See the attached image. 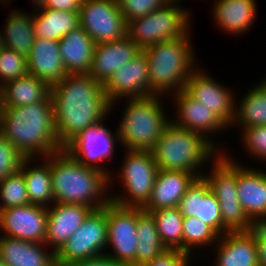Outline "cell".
<instances>
[{
  "mask_svg": "<svg viewBox=\"0 0 266 266\" xmlns=\"http://www.w3.org/2000/svg\"><path fill=\"white\" fill-rule=\"evenodd\" d=\"M51 97L57 138L63 149L85 129L104 123L111 112L104 84L89 74H67L51 86Z\"/></svg>",
  "mask_w": 266,
  "mask_h": 266,
  "instance_id": "cell-1",
  "label": "cell"
},
{
  "mask_svg": "<svg viewBox=\"0 0 266 266\" xmlns=\"http://www.w3.org/2000/svg\"><path fill=\"white\" fill-rule=\"evenodd\" d=\"M0 133L25 157L44 158L60 152L51 95L41 103L2 106Z\"/></svg>",
  "mask_w": 266,
  "mask_h": 266,
  "instance_id": "cell-2",
  "label": "cell"
},
{
  "mask_svg": "<svg viewBox=\"0 0 266 266\" xmlns=\"http://www.w3.org/2000/svg\"><path fill=\"white\" fill-rule=\"evenodd\" d=\"M46 157L51 161L55 203L83 204L97 210L110 202L112 187L106 173L81 164L65 149Z\"/></svg>",
  "mask_w": 266,
  "mask_h": 266,
  "instance_id": "cell-3",
  "label": "cell"
},
{
  "mask_svg": "<svg viewBox=\"0 0 266 266\" xmlns=\"http://www.w3.org/2000/svg\"><path fill=\"white\" fill-rule=\"evenodd\" d=\"M223 150H219L204 135L180 128L171 121L165 126L155 147L151 151L161 170L186 171L202 177V167L213 161Z\"/></svg>",
  "mask_w": 266,
  "mask_h": 266,
  "instance_id": "cell-4",
  "label": "cell"
},
{
  "mask_svg": "<svg viewBox=\"0 0 266 266\" xmlns=\"http://www.w3.org/2000/svg\"><path fill=\"white\" fill-rule=\"evenodd\" d=\"M189 35L190 32L182 38L159 42L143 50L149 66L150 89L155 95L184 90L189 76L198 67Z\"/></svg>",
  "mask_w": 266,
  "mask_h": 266,
  "instance_id": "cell-5",
  "label": "cell"
},
{
  "mask_svg": "<svg viewBox=\"0 0 266 266\" xmlns=\"http://www.w3.org/2000/svg\"><path fill=\"white\" fill-rule=\"evenodd\" d=\"M162 95L128 98L118 124L119 144L127 150L152 151L170 122Z\"/></svg>",
  "mask_w": 266,
  "mask_h": 266,
  "instance_id": "cell-6",
  "label": "cell"
},
{
  "mask_svg": "<svg viewBox=\"0 0 266 266\" xmlns=\"http://www.w3.org/2000/svg\"><path fill=\"white\" fill-rule=\"evenodd\" d=\"M180 1L170 0L158 10L127 22V37L144 50L159 42L186 36L190 32L192 13L181 8Z\"/></svg>",
  "mask_w": 266,
  "mask_h": 266,
  "instance_id": "cell-7",
  "label": "cell"
},
{
  "mask_svg": "<svg viewBox=\"0 0 266 266\" xmlns=\"http://www.w3.org/2000/svg\"><path fill=\"white\" fill-rule=\"evenodd\" d=\"M118 178L124 194H110V201L125 207L143 208L151 198L158 166L151 151L126 150Z\"/></svg>",
  "mask_w": 266,
  "mask_h": 266,
  "instance_id": "cell-8",
  "label": "cell"
},
{
  "mask_svg": "<svg viewBox=\"0 0 266 266\" xmlns=\"http://www.w3.org/2000/svg\"><path fill=\"white\" fill-rule=\"evenodd\" d=\"M107 232L105 206L93 210L60 248L56 253V266H64L105 255L107 252Z\"/></svg>",
  "mask_w": 266,
  "mask_h": 266,
  "instance_id": "cell-9",
  "label": "cell"
},
{
  "mask_svg": "<svg viewBox=\"0 0 266 266\" xmlns=\"http://www.w3.org/2000/svg\"><path fill=\"white\" fill-rule=\"evenodd\" d=\"M106 217V249L112 250L105 255L127 266H135L138 207L120 206L110 201L106 205Z\"/></svg>",
  "mask_w": 266,
  "mask_h": 266,
  "instance_id": "cell-10",
  "label": "cell"
},
{
  "mask_svg": "<svg viewBox=\"0 0 266 266\" xmlns=\"http://www.w3.org/2000/svg\"><path fill=\"white\" fill-rule=\"evenodd\" d=\"M79 20L95 44L127 36V22L116 0H83Z\"/></svg>",
  "mask_w": 266,
  "mask_h": 266,
  "instance_id": "cell-11",
  "label": "cell"
},
{
  "mask_svg": "<svg viewBox=\"0 0 266 266\" xmlns=\"http://www.w3.org/2000/svg\"><path fill=\"white\" fill-rule=\"evenodd\" d=\"M115 132L113 134L103 123L96 124L85 129L64 148L81 164L97 168L106 173L109 176V186H113L112 180L114 178L112 176H114V173L100 163L112 159L114 148L119 143L117 130Z\"/></svg>",
  "mask_w": 266,
  "mask_h": 266,
  "instance_id": "cell-12",
  "label": "cell"
},
{
  "mask_svg": "<svg viewBox=\"0 0 266 266\" xmlns=\"http://www.w3.org/2000/svg\"><path fill=\"white\" fill-rule=\"evenodd\" d=\"M198 68L189 76L184 91L212 111L229 129L235 118L234 93Z\"/></svg>",
  "mask_w": 266,
  "mask_h": 266,
  "instance_id": "cell-13",
  "label": "cell"
},
{
  "mask_svg": "<svg viewBox=\"0 0 266 266\" xmlns=\"http://www.w3.org/2000/svg\"><path fill=\"white\" fill-rule=\"evenodd\" d=\"M104 91L111 103V110L122 98H142L155 95L150 89L149 66L143 50L115 71L104 84Z\"/></svg>",
  "mask_w": 266,
  "mask_h": 266,
  "instance_id": "cell-14",
  "label": "cell"
},
{
  "mask_svg": "<svg viewBox=\"0 0 266 266\" xmlns=\"http://www.w3.org/2000/svg\"><path fill=\"white\" fill-rule=\"evenodd\" d=\"M47 228V207L37 204L0 210L2 236L45 243Z\"/></svg>",
  "mask_w": 266,
  "mask_h": 266,
  "instance_id": "cell-15",
  "label": "cell"
},
{
  "mask_svg": "<svg viewBox=\"0 0 266 266\" xmlns=\"http://www.w3.org/2000/svg\"><path fill=\"white\" fill-rule=\"evenodd\" d=\"M178 209L184 217H197L219 236L229 230L222 223L220 205L204 177H198L179 201Z\"/></svg>",
  "mask_w": 266,
  "mask_h": 266,
  "instance_id": "cell-16",
  "label": "cell"
},
{
  "mask_svg": "<svg viewBox=\"0 0 266 266\" xmlns=\"http://www.w3.org/2000/svg\"><path fill=\"white\" fill-rule=\"evenodd\" d=\"M175 99L174 108L177 110L176 118L170 121L183 129L198 132L210 140L217 148H220L218 141H215V135L228 128L212 111L208 110L202 103L190 97L184 90L172 94ZM210 135V136H209ZM217 144V145H216Z\"/></svg>",
  "mask_w": 266,
  "mask_h": 266,
  "instance_id": "cell-17",
  "label": "cell"
},
{
  "mask_svg": "<svg viewBox=\"0 0 266 266\" xmlns=\"http://www.w3.org/2000/svg\"><path fill=\"white\" fill-rule=\"evenodd\" d=\"M92 211L83 204L54 202L47 207L45 244L56 254Z\"/></svg>",
  "mask_w": 266,
  "mask_h": 266,
  "instance_id": "cell-18",
  "label": "cell"
},
{
  "mask_svg": "<svg viewBox=\"0 0 266 266\" xmlns=\"http://www.w3.org/2000/svg\"><path fill=\"white\" fill-rule=\"evenodd\" d=\"M237 162V195L254 224H266V172Z\"/></svg>",
  "mask_w": 266,
  "mask_h": 266,
  "instance_id": "cell-19",
  "label": "cell"
},
{
  "mask_svg": "<svg viewBox=\"0 0 266 266\" xmlns=\"http://www.w3.org/2000/svg\"><path fill=\"white\" fill-rule=\"evenodd\" d=\"M141 51L127 36L117 41L98 43L95 45L92 67L88 74L101 84H105L117 69Z\"/></svg>",
  "mask_w": 266,
  "mask_h": 266,
  "instance_id": "cell-20",
  "label": "cell"
},
{
  "mask_svg": "<svg viewBox=\"0 0 266 266\" xmlns=\"http://www.w3.org/2000/svg\"><path fill=\"white\" fill-rule=\"evenodd\" d=\"M198 178L186 171L158 170L151 198L142 208L152 212L160 209L177 207L188 187Z\"/></svg>",
  "mask_w": 266,
  "mask_h": 266,
  "instance_id": "cell-21",
  "label": "cell"
},
{
  "mask_svg": "<svg viewBox=\"0 0 266 266\" xmlns=\"http://www.w3.org/2000/svg\"><path fill=\"white\" fill-rule=\"evenodd\" d=\"M27 64L29 74L50 86L60 82L67 75L57 40L35 38L27 56Z\"/></svg>",
  "mask_w": 266,
  "mask_h": 266,
  "instance_id": "cell-22",
  "label": "cell"
},
{
  "mask_svg": "<svg viewBox=\"0 0 266 266\" xmlns=\"http://www.w3.org/2000/svg\"><path fill=\"white\" fill-rule=\"evenodd\" d=\"M216 244V266H259L255 240L250 231H229L219 236Z\"/></svg>",
  "mask_w": 266,
  "mask_h": 266,
  "instance_id": "cell-23",
  "label": "cell"
},
{
  "mask_svg": "<svg viewBox=\"0 0 266 266\" xmlns=\"http://www.w3.org/2000/svg\"><path fill=\"white\" fill-rule=\"evenodd\" d=\"M47 249L45 243L0 235V256L6 266H56V254Z\"/></svg>",
  "mask_w": 266,
  "mask_h": 266,
  "instance_id": "cell-24",
  "label": "cell"
},
{
  "mask_svg": "<svg viewBox=\"0 0 266 266\" xmlns=\"http://www.w3.org/2000/svg\"><path fill=\"white\" fill-rule=\"evenodd\" d=\"M256 5L255 0H215L212 20L223 32L240 36L251 29L256 18Z\"/></svg>",
  "mask_w": 266,
  "mask_h": 266,
  "instance_id": "cell-25",
  "label": "cell"
},
{
  "mask_svg": "<svg viewBox=\"0 0 266 266\" xmlns=\"http://www.w3.org/2000/svg\"><path fill=\"white\" fill-rule=\"evenodd\" d=\"M95 45L81 26L59 40L60 55L67 74L90 72Z\"/></svg>",
  "mask_w": 266,
  "mask_h": 266,
  "instance_id": "cell-26",
  "label": "cell"
},
{
  "mask_svg": "<svg viewBox=\"0 0 266 266\" xmlns=\"http://www.w3.org/2000/svg\"><path fill=\"white\" fill-rule=\"evenodd\" d=\"M40 159H43L45 162L43 161L39 163V165H34L35 158H25L19 171L23 174L25 179L29 204L49 207L54 203L51 161L47 157ZM31 163H33L34 166Z\"/></svg>",
  "mask_w": 266,
  "mask_h": 266,
  "instance_id": "cell-27",
  "label": "cell"
},
{
  "mask_svg": "<svg viewBox=\"0 0 266 266\" xmlns=\"http://www.w3.org/2000/svg\"><path fill=\"white\" fill-rule=\"evenodd\" d=\"M2 106H24L45 101L51 86L31 74L9 81L0 87Z\"/></svg>",
  "mask_w": 266,
  "mask_h": 266,
  "instance_id": "cell-28",
  "label": "cell"
},
{
  "mask_svg": "<svg viewBox=\"0 0 266 266\" xmlns=\"http://www.w3.org/2000/svg\"><path fill=\"white\" fill-rule=\"evenodd\" d=\"M37 12V13H36ZM80 26L79 12L41 8L33 13L35 38L59 41Z\"/></svg>",
  "mask_w": 266,
  "mask_h": 266,
  "instance_id": "cell-29",
  "label": "cell"
},
{
  "mask_svg": "<svg viewBox=\"0 0 266 266\" xmlns=\"http://www.w3.org/2000/svg\"><path fill=\"white\" fill-rule=\"evenodd\" d=\"M210 173L203 174L218 201L239 200L237 195V162L221 152L212 162Z\"/></svg>",
  "mask_w": 266,
  "mask_h": 266,
  "instance_id": "cell-30",
  "label": "cell"
},
{
  "mask_svg": "<svg viewBox=\"0 0 266 266\" xmlns=\"http://www.w3.org/2000/svg\"><path fill=\"white\" fill-rule=\"evenodd\" d=\"M18 10L19 8L9 13L5 28L0 32L6 48L27 57L35 39L33 14Z\"/></svg>",
  "mask_w": 266,
  "mask_h": 266,
  "instance_id": "cell-31",
  "label": "cell"
},
{
  "mask_svg": "<svg viewBox=\"0 0 266 266\" xmlns=\"http://www.w3.org/2000/svg\"><path fill=\"white\" fill-rule=\"evenodd\" d=\"M136 238L135 266H144L167 250L160 239L153 215L139 207Z\"/></svg>",
  "mask_w": 266,
  "mask_h": 266,
  "instance_id": "cell-32",
  "label": "cell"
},
{
  "mask_svg": "<svg viewBox=\"0 0 266 266\" xmlns=\"http://www.w3.org/2000/svg\"><path fill=\"white\" fill-rule=\"evenodd\" d=\"M257 84L235 104V118L231 127L238 126L242 131L244 128L266 125V91Z\"/></svg>",
  "mask_w": 266,
  "mask_h": 266,
  "instance_id": "cell-33",
  "label": "cell"
},
{
  "mask_svg": "<svg viewBox=\"0 0 266 266\" xmlns=\"http://www.w3.org/2000/svg\"><path fill=\"white\" fill-rule=\"evenodd\" d=\"M156 222L162 243L167 249L183 251V218L178 207L150 212Z\"/></svg>",
  "mask_w": 266,
  "mask_h": 266,
  "instance_id": "cell-34",
  "label": "cell"
},
{
  "mask_svg": "<svg viewBox=\"0 0 266 266\" xmlns=\"http://www.w3.org/2000/svg\"><path fill=\"white\" fill-rule=\"evenodd\" d=\"M218 238L219 235L199 218H183V252L191 254L192 249L195 251V248L199 250L206 246H214Z\"/></svg>",
  "mask_w": 266,
  "mask_h": 266,
  "instance_id": "cell-35",
  "label": "cell"
},
{
  "mask_svg": "<svg viewBox=\"0 0 266 266\" xmlns=\"http://www.w3.org/2000/svg\"><path fill=\"white\" fill-rule=\"evenodd\" d=\"M29 204L23 174L18 171L0 181V210Z\"/></svg>",
  "mask_w": 266,
  "mask_h": 266,
  "instance_id": "cell-36",
  "label": "cell"
},
{
  "mask_svg": "<svg viewBox=\"0 0 266 266\" xmlns=\"http://www.w3.org/2000/svg\"><path fill=\"white\" fill-rule=\"evenodd\" d=\"M28 73L27 57L6 47L0 52V87Z\"/></svg>",
  "mask_w": 266,
  "mask_h": 266,
  "instance_id": "cell-37",
  "label": "cell"
},
{
  "mask_svg": "<svg viewBox=\"0 0 266 266\" xmlns=\"http://www.w3.org/2000/svg\"><path fill=\"white\" fill-rule=\"evenodd\" d=\"M218 202L222 223L229 231H249L255 225L246 215L240 200Z\"/></svg>",
  "mask_w": 266,
  "mask_h": 266,
  "instance_id": "cell-38",
  "label": "cell"
},
{
  "mask_svg": "<svg viewBox=\"0 0 266 266\" xmlns=\"http://www.w3.org/2000/svg\"><path fill=\"white\" fill-rule=\"evenodd\" d=\"M240 132L241 142L247 154L266 162V125L244 128Z\"/></svg>",
  "mask_w": 266,
  "mask_h": 266,
  "instance_id": "cell-39",
  "label": "cell"
},
{
  "mask_svg": "<svg viewBox=\"0 0 266 266\" xmlns=\"http://www.w3.org/2000/svg\"><path fill=\"white\" fill-rule=\"evenodd\" d=\"M25 157L0 133V181L20 170Z\"/></svg>",
  "mask_w": 266,
  "mask_h": 266,
  "instance_id": "cell-40",
  "label": "cell"
},
{
  "mask_svg": "<svg viewBox=\"0 0 266 266\" xmlns=\"http://www.w3.org/2000/svg\"><path fill=\"white\" fill-rule=\"evenodd\" d=\"M170 0H116L126 22L143 17L158 10Z\"/></svg>",
  "mask_w": 266,
  "mask_h": 266,
  "instance_id": "cell-41",
  "label": "cell"
},
{
  "mask_svg": "<svg viewBox=\"0 0 266 266\" xmlns=\"http://www.w3.org/2000/svg\"><path fill=\"white\" fill-rule=\"evenodd\" d=\"M191 255L187 252H183L176 249H167L164 253L155 257L152 261H149L144 266H191Z\"/></svg>",
  "mask_w": 266,
  "mask_h": 266,
  "instance_id": "cell-42",
  "label": "cell"
},
{
  "mask_svg": "<svg viewBox=\"0 0 266 266\" xmlns=\"http://www.w3.org/2000/svg\"><path fill=\"white\" fill-rule=\"evenodd\" d=\"M255 240L259 266H266V224H255L250 230Z\"/></svg>",
  "mask_w": 266,
  "mask_h": 266,
  "instance_id": "cell-43",
  "label": "cell"
},
{
  "mask_svg": "<svg viewBox=\"0 0 266 266\" xmlns=\"http://www.w3.org/2000/svg\"><path fill=\"white\" fill-rule=\"evenodd\" d=\"M83 0H46L44 8L79 12Z\"/></svg>",
  "mask_w": 266,
  "mask_h": 266,
  "instance_id": "cell-44",
  "label": "cell"
},
{
  "mask_svg": "<svg viewBox=\"0 0 266 266\" xmlns=\"http://www.w3.org/2000/svg\"><path fill=\"white\" fill-rule=\"evenodd\" d=\"M64 266H127L126 264L119 263L110 257L103 255L93 259L75 262Z\"/></svg>",
  "mask_w": 266,
  "mask_h": 266,
  "instance_id": "cell-45",
  "label": "cell"
},
{
  "mask_svg": "<svg viewBox=\"0 0 266 266\" xmlns=\"http://www.w3.org/2000/svg\"><path fill=\"white\" fill-rule=\"evenodd\" d=\"M31 1H33V6H35L34 10L44 8V4L46 2V0H31Z\"/></svg>",
  "mask_w": 266,
  "mask_h": 266,
  "instance_id": "cell-46",
  "label": "cell"
},
{
  "mask_svg": "<svg viewBox=\"0 0 266 266\" xmlns=\"http://www.w3.org/2000/svg\"><path fill=\"white\" fill-rule=\"evenodd\" d=\"M5 48L4 40L2 38L1 32H0V52Z\"/></svg>",
  "mask_w": 266,
  "mask_h": 266,
  "instance_id": "cell-47",
  "label": "cell"
},
{
  "mask_svg": "<svg viewBox=\"0 0 266 266\" xmlns=\"http://www.w3.org/2000/svg\"><path fill=\"white\" fill-rule=\"evenodd\" d=\"M259 84L264 88V90L266 91V77L261 81L259 82Z\"/></svg>",
  "mask_w": 266,
  "mask_h": 266,
  "instance_id": "cell-48",
  "label": "cell"
},
{
  "mask_svg": "<svg viewBox=\"0 0 266 266\" xmlns=\"http://www.w3.org/2000/svg\"><path fill=\"white\" fill-rule=\"evenodd\" d=\"M12 0H0V4H5V2H6V4L5 5H8V3L9 4H11L10 2H11Z\"/></svg>",
  "mask_w": 266,
  "mask_h": 266,
  "instance_id": "cell-49",
  "label": "cell"
},
{
  "mask_svg": "<svg viewBox=\"0 0 266 266\" xmlns=\"http://www.w3.org/2000/svg\"><path fill=\"white\" fill-rule=\"evenodd\" d=\"M1 112H2V100H1V89H0V118H1Z\"/></svg>",
  "mask_w": 266,
  "mask_h": 266,
  "instance_id": "cell-50",
  "label": "cell"
},
{
  "mask_svg": "<svg viewBox=\"0 0 266 266\" xmlns=\"http://www.w3.org/2000/svg\"><path fill=\"white\" fill-rule=\"evenodd\" d=\"M0 266H6V264H5L4 261L2 260L1 256H0Z\"/></svg>",
  "mask_w": 266,
  "mask_h": 266,
  "instance_id": "cell-51",
  "label": "cell"
}]
</instances>
